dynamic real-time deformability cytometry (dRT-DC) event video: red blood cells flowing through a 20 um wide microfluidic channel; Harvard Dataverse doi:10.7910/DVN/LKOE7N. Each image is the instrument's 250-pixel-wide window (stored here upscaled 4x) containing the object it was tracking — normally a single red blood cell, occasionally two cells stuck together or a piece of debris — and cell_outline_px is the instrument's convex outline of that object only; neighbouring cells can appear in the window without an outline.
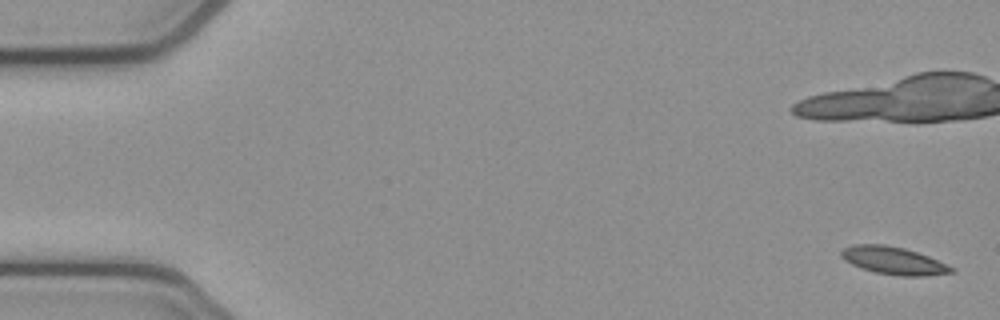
{"species": "common noctule bat (a hibernating species)", "species_latin": "Nyctalus noctula", "temperature_condition": "cold", "stored_images_in_passage": 2, "segment_of_instrument_passage": [2, 2], "camera_frame_rate_fps": 3000, "um_per_image_px": 0.085, "animal": {"sex": "female", "body_mass_g": 21.9}, "frame": {"image": 1, "passage_image": 2, "time_ms": 0.333, "image_size_px": [1000, 320], "cell_outline_px": [[956, 272], [924, 276], [900, 276], [876, 272], [852, 264], [844, 260], [840, 256], [840, 252], [844, 248], [852, 244], [884, 244], [904, 248], [928, 256], [956, 268]], "centroid_in_image_um": [75.97, 22.15], "position_along_channel_um": 9.0, "area_um2": 17.69}}